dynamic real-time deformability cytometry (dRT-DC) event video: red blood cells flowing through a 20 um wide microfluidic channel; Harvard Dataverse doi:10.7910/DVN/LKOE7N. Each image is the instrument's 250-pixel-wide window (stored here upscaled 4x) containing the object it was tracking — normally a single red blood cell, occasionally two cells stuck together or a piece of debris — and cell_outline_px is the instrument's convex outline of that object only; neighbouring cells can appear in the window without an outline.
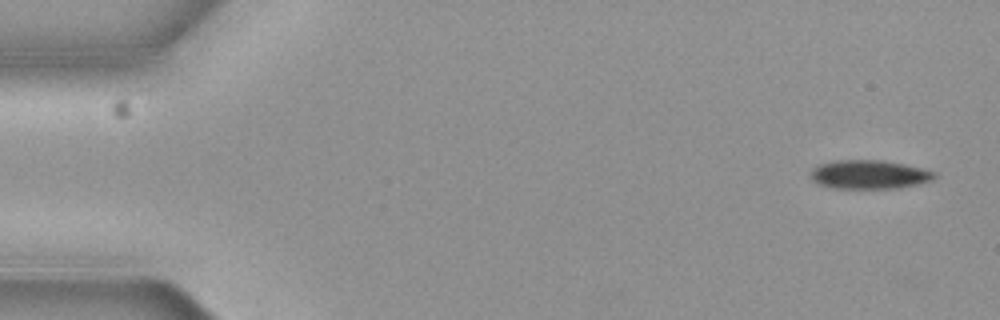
{"species": "common noctule bat (a hibernating species)", "species_latin": "Nyctalus noctula", "temperature_condition": "cold", "stored_images_in_passage": 2, "camera_frame_rate_fps": 3000, "um_per_image_px": 0.085, "animal": {"sex": "female", "body_mass_g": 19.3, "forearm_length_mm": 54.1}, "frame": {"image": 1, "passage_image": 2, "time_ms": 0.333, "image_size_px": [1000, 320], "cell_outline_px": [[940, 176], [932, 180], [920, 184], [896, 188], [832, 188], [816, 184], [808, 176], [812, 168], [820, 164], [836, 160], [880, 160], [904, 164], [940, 172]], "centroid_in_image_um": [73.91, 14.84], "position_along_channel_um": 11.1, "area_um2": 21.21}}